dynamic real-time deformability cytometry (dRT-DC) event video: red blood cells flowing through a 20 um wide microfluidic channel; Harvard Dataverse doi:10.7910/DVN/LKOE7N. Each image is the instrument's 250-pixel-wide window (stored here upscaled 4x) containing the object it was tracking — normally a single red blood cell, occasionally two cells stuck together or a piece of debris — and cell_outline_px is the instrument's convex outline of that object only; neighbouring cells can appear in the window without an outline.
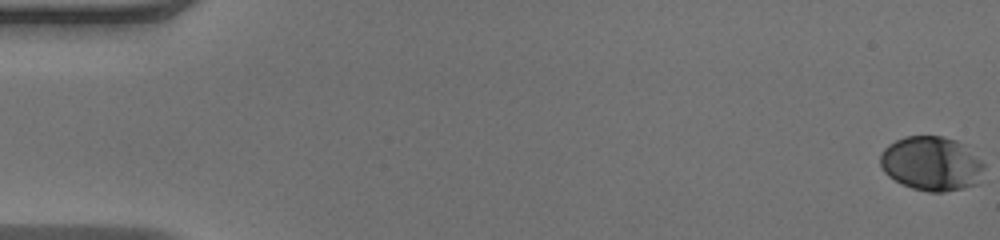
{"species": "human", "species_latin": "Homo sapiens", "temperature_condition": "warm", "stored_images_in_passage": 52, "camera_frame_rate_fps": 3000, "um_per_image_px": 0.085, "donor": {"sex": "male"}, "frame": {"image": 1, "passage_image": 1, "time_ms": 0.0, "image_size_px": [1000, 240], "cell_outline_px": [[984, 168], [980, 184], [964, 188], [944, 192], [928, 192], [912, 188], [888, 176], [884, 172], [880, 164], [880, 152], [888, 144], [904, 136], [944, 136], [956, 140], [984, 160]], "centroid_in_image_um": [79.2, 13.91], "position_along_channel_um": 5.8, "area_um2": 33.29}}
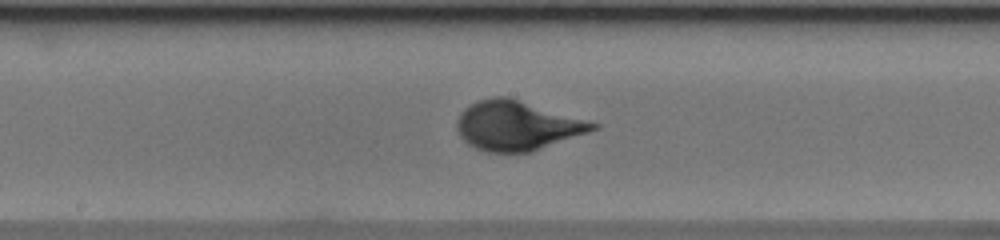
{"frame": {"image": 2, "passage_image": 28, "time_ms": 9.0, "image_size_px": [1000, 240], "cell_outline_px": [[600, 128], [532, 152], [488, 152], [476, 148], [468, 144], [460, 136], [456, 128], [456, 120], [460, 112], [464, 108], [476, 100], [496, 96], [508, 96], [600, 124]], "centroid_in_image_um": [43.93, 10.67], "position_along_channel_um": 204.3, "area_um2": 39.3}}
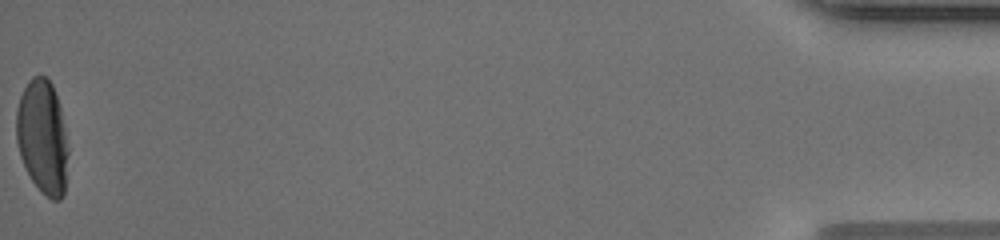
{"frame": {"image": 3, "passage_image": 52, "time_ms": 17.0, "image_size_px": [1000, 240], "cell_outline_px": [[68, 152], [64, 196], [60, 200], [52, 200], [32, 180], [20, 156], [16, 140], [16, 108], [20, 96], [24, 88], [32, 76], [44, 76], [52, 84], [60, 108], [68, 148]], "centroid_in_image_um": [3.61, 11.63], "position_along_channel_um": 431.6, "area_um2": 34.1}}